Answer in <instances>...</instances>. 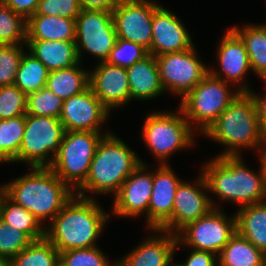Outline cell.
Segmentation results:
<instances>
[{"label": "cell", "mask_w": 266, "mask_h": 266, "mask_svg": "<svg viewBox=\"0 0 266 266\" xmlns=\"http://www.w3.org/2000/svg\"><path fill=\"white\" fill-rule=\"evenodd\" d=\"M95 200L74 194L48 222L50 225L45 228V237L59 252L97 246L110 215Z\"/></svg>", "instance_id": "6da1fadb"}, {"label": "cell", "mask_w": 266, "mask_h": 266, "mask_svg": "<svg viewBox=\"0 0 266 266\" xmlns=\"http://www.w3.org/2000/svg\"><path fill=\"white\" fill-rule=\"evenodd\" d=\"M259 174L245 166L240 156H215L206 162L203 173L209 193L219 200L247 206L266 201V165L260 156Z\"/></svg>", "instance_id": "7a4b0ae2"}, {"label": "cell", "mask_w": 266, "mask_h": 266, "mask_svg": "<svg viewBox=\"0 0 266 266\" xmlns=\"http://www.w3.org/2000/svg\"><path fill=\"white\" fill-rule=\"evenodd\" d=\"M4 193L42 224L50 222L75 194L50 167H31L28 174L4 184Z\"/></svg>", "instance_id": "3957f363"}, {"label": "cell", "mask_w": 266, "mask_h": 266, "mask_svg": "<svg viewBox=\"0 0 266 266\" xmlns=\"http://www.w3.org/2000/svg\"><path fill=\"white\" fill-rule=\"evenodd\" d=\"M208 139L225 145L218 156H240L241 148H253L260 154L264 147L254 99L249 92H240L204 133Z\"/></svg>", "instance_id": "277c9868"}, {"label": "cell", "mask_w": 266, "mask_h": 266, "mask_svg": "<svg viewBox=\"0 0 266 266\" xmlns=\"http://www.w3.org/2000/svg\"><path fill=\"white\" fill-rule=\"evenodd\" d=\"M140 163L144 164V161L111 132L98 144L88 177L75 194L84 198H94L86 196L88 192L94 195L112 193L115 196Z\"/></svg>", "instance_id": "5b68a950"}, {"label": "cell", "mask_w": 266, "mask_h": 266, "mask_svg": "<svg viewBox=\"0 0 266 266\" xmlns=\"http://www.w3.org/2000/svg\"><path fill=\"white\" fill-rule=\"evenodd\" d=\"M228 85L229 83L208 73L200 83L181 98L179 108L193 130H199L204 134L240 94L237 89L234 92L230 91L231 88Z\"/></svg>", "instance_id": "8992f818"}, {"label": "cell", "mask_w": 266, "mask_h": 266, "mask_svg": "<svg viewBox=\"0 0 266 266\" xmlns=\"http://www.w3.org/2000/svg\"><path fill=\"white\" fill-rule=\"evenodd\" d=\"M109 133L66 131L50 168L75 192L86 181L98 144Z\"/></svg>", "instance_id": "52a82bcc"}, {"label": "cell", "mask_w": 266, "mask_h": 266, "mask_svg": "<svg viewBox=\"0 0 266 266\" xmlns=\"http://www.w3.org/2000/svg\"><path fill=\"white\" fill-rule=\"evenodd\" d=\"M178 113L152 112L147 115L142 137L151 153L155 155L159 164H166L170 155L177 150H183L194 145V133L182 110Z\"/></svg>", "instance_id": "ba28073f"}, {"label": "cell", "mask_w": 266, "mask_h": 266, "mask_svg": "<svg viewBox=\"0 0 266 266\" xmlns=\"http://www.w3.org/2000/svg\"><path fill=\"white\" fill-rule=\"evenodd\" d=\"M65 132L57 117L26 114L23 140L15 162H24L29 167H50Z\"/></svg>", "instance_id": "9c48e42d"}, {"label": "cell", "mask_w": 266, "mask_h": 266, "mask_svg": "<svg viewBox=\"0 0 266 266\" xmlns=\"http://www.w3.org/2000/svg\"><path fill=\"white\" fill-rule=\"evenodd\" d=\"M236 232V215L228 218L222 209L213 208L207 215L188 224L177 234L175 250L180 245H185L219 256Z\"/></svg>", "instance_id": "30bf717a"}, {"label": "cell", "mask_w": 266, "mask_h": 266, "mask_svg": "<svg viewBox=\"0 0 266 266\" xmlns=\"http://www.w3.org/2000/svg\"><path fill=\"white\" fill-rule=\"evenodd\" d=\"M117 41L112 12L81 10L75 19V43L79 61L82 53L106 62ZM83 51V52H82Z\"/></svg>", "instance_id": "8fae6325"}, {"label": "cell", "mask_w": 266, "mask_h": 266, "mask_svg": "<svg viewBox=\"0 0 266 266\" xmlns=\"http://www.w3.org/2000/svg\"><path fill=\"white\" fill-rule=\"evenodd\" d=\"M163 89L181 96L191 91L209 73L193 46L190 49L156 56Z\"/></svg>", "instance_id": "7c38bea8"}, {"label": "cell", "mask_w": 266, "mask_h": 266, "mask_svg": "<svg viewBox=\"0 0 266 266\" xmlns=\"http://www.w3.org/2000/svg\"><path fill=\"white\" fill-rule=\"evenodd\" d=\"M199 174L193 182L194 185L181 181L175 193L172 215L160 230L177 235L188 224L207 215L213 208L219 209L218 204L206 193H209V188L203 173Z\"/></svg>", "instance_id": "4fadbf2b"}, {"label": "cell", "mask_w": 266, "mask_h": 266, "mask_svg": "<svg viewBox=\"0 0 266 266\" xmlns=\"http://www.w3.org/2000/svg\"><path fill=\"white\" fill-rule=\"evenodd\" d=\"M160 4L150 0H119L112 11L117 38L141 45L152 43V18Z\"/></svg>", "instance_id": "5bb4252c"}, {"label": "cell", "mask_w": 266, "mask_h": 266, "mask_svg": "<svg viewBox=\"0 0 266 266\" xmlns=\"http://www.w3.org/2000/svg\"><path fill=\"white\" fill-rule=\"evenodd\" d=\"M227 30L217 48L220 71L209 68V73L226 83L238 85L235 89L239 92H249L251 88L244 82L247 72L252 70L247 49L231 28Z\"/></svg>", "instance_id": "9a60e30c"}, {"label": "cell", "mask_w": 266, "mask_h": 266, "mask_svg": "<svg viewBox=\"0 0 266 266\" xmlns=\"http://www.w3.org/2000/svg\"><path fill=\"white\" fill-rule=\"evenodd\" d=\"M109 113L110 111L88 87L82 93L64 100L59 119L65 131L102 132L100 128L102 123L106 122Z\"/></svg>", "instance_id": "2e32d148"}, {"label": "cell", "mask_w": 266, "mask_h": 266, "mask_svg": "<svg viewBox=\"0 0 266 266\" xmlns=\"http://www.w3.org/2000/svg\"><path fill=\"white\" fill-rule=\"evenodd\" d=\"M147 164L140 165L123 182L114 196L113 213L119 217H139L146 214L148 226V207L153 186V171L146 172Z\"/></svg>", "instance_id": "e0dca14e"}, {"label": "cell", "mask_w": 266, "mask_h": 266, "mask_svg": "<svg viewBox=\"0 0 266 266\" xmlns=\"http://www.w3.org/2000/svg\"><path fill=\"white\" fill-rule=\"evenodd\" d=\"M89 87L110 112L131 101L126 68L98 62L93 71H89Z\"/></svg>", "instance_id": "ac0fdd59"}, {"label": "cell", "mask_w": 266, "mask_h": 266, "mask_svg": "<svg viewBox=\"0 0 266 266\" xmlns=\"http://www.w3.org/2000/svg\"><path fill=\"white\" fill-rule=\"evenodd\" d=\"M194 45L190 33L174 13L159 5L152 18V43L150 55L181 52Z\"/></svg>", "instance_id": "d6986e66"}, {"label": "cell", "mask_w": 266, "mask_h": 266, "mask_svg": "<svg viewBox=\"0 0 266 266\" xmlns=\"http://www.w3.org/2000/svg\"><path fill=\"white\" fill-rule=\"evenodd\" d=\"M181 179L168 163L153 171V186L148 207V228L159 229L172 215L174 197Z\"/></svg>", "instance_id": "ffe728a7"}, {"label": "cell", "mask_w": 266, "mask_h": 266, "mask_svg": "<svg viewBox=\"0 0 266 266\" xmlns=\"http://www.w3.org/2000/svg\"><path fill=\"white\" fill-rule=\"evenodd\" d=\"M151 231L161 233L148 236L136 248L123 258L118 259L117 266H167L173 259L178 237L160 229ZM120 260V261H119Z\"/></svg>", "instance_id": "44dd1931"}, {"label": "cell", "mask_w": 266, "mask_h": 266, "mask_svg": "<svg viewBox=\"0 0 266 266\" xmlns=\"http://www.w3.org/2000/svg\"><path fill=\"white\" fill-rule=\"evenodd\" d=\"M131 100H150L165 93L154 55L126 68Z\"/></svg>", "instance_id": "7402d4cb"}, {"label": "cell", "mask_w": 266, "mask_h": 266, "mask_svg": "<svg viewBox=\"0 0 266 266\" xmlns=\"http://www.w3.org/2000/svg\"><path fill=\"white\" fill-rule=\"evenodd\" d=\"M25 46L49 71L80 63L75 41L26 40Z\"/></svg>", "instance_id": "603a6c76"}, {"label": "cell", "mask_w": 266, "mask_h": 266, "mask_svg": "<svg viewBox=\"0 0 266 266\" xmlns=\"http://www.w3.org/2000/svg\"><path fill=\"white\" fill-rule=\"evenodd\" d=\"M26 40L75 41V20L55 15H32L27 20Z\"/></svg>", "instance_id": "cb8c5ba5"}, {"label": "cell", "mask_w": 266, "mask_h": 266, "mask_svg": "<svg viewBox=\"0 0 266 266\" xmlns=\"http://www.w3.org/2000/svg\"><path fill=\"white\" fill-rule=\"evenodd\" d=\"M236 213L237 232L256 248L266 252V201L240 207Z\"/></svg>", "instance_id": "d4e9b609"}, {"label": "cell", "mask_w": 266, "mask_h": 266, "mask_svg": "<svg viewBox=\"0 0 266 266\" xmlns=\"http://www.w3.org/2000/svg\"><path fill=\"white\" fill-rule=\"evenodd\" d=\"M81 67V62L74 66L49 71L46 87L66 100L82 93L89 87V71Z\"/></svg>", "instance_id": "484cf974"}, {"label": "cell", "mask_w": 266, "mask_h": 266, "mask_svg": "<svg viewBox=\"0 0 266 266\" xmlns=\"http://www.w3.org/2000/svg\"><path fill=\"white\" fill-rule=\"evenodd\" d=\"M0 219L14 229L26 233L33 241L45 237L46 227L41 221L5 193L0 198Z\"/></svg>", "instance_id": "4316f807"}, {"label": "cell", "mask_w": 266, "mask_h": 266, "mask_svg": "<svg viewBox=\"0 0 266 266\" xmlns=\"http://www.w3.org/2000/svg\"><path fill=\"white\" fill-rule=\"evenodd\" d=\"M218 259V266H264L265 253L236 232Z\"/></svg>", "instance_id": "83f0119b"}, {"label": "cell", "mask_w": 266, "mask_h": 266, "mask_svg": "<svg viewBox=\"0 0 266 266\" xmlns=\"http://www.w3.org/2000/svg\"><path fill=\"white\" fill-rule=\"evenodd\" d=\"M243 41L249 56L252 72L266 78V25L230 27Z\"/></svg>", "instance_id": "f1b7e54d"}, {"label": "cell", "mask_w": 266, "mask_h": 266, "mask_svg": "<svg viewBox=\"0 0 266 266\" xmlns=\"http://www.w3.org/2000/svg\"><path fill=\"white\" fill-rule=\"evenodd\" d=\"M49 70L31 52L21 57L14 85L26 95L46 87Z\"/></svg>", "instance_id": "f546056e"}, {"label": "cell", "mask_w": 266, "mask_h": 266, "mask_svg": "<svg viewBox=\"0 0 266 266\" xmlns=\"http://www.w3.org/2000/svg\"><path fill=\"white\" fill-rule=\"evenodd\" d=\"M11 263L12 266H59V251L44 237L34 240Z\"/></svg>", "instance_id": "4dcf8cb0"}, {"label": "cell", "mask_w": 266, "mask_h": 266, "mask_svg": "<svg viewBox=\"0 0 266 266\" xmlns=\"http://www.w3.org/2000/svg\"><path fill=\"white\" fill-rule=\"evenodd\" d=\"M25 131V115L0 120V163H14Z\"/></svg>", "instance_id": "1f68e13d"}, {"label": "cell", "mask_w": 266, "mask_h": 266, "mask_svg": "<svg viewBox=\"0 0 266 266\" xmlns=\"http://www.w3.org/2000/svg\"><path fill=\"white\" fill-rule=\"evenodd\" d=\"M26 25L27 20L0 0V45L26 44Z\"/></svg>", "instance_id": "d6a6232c"}, {"label": "cell", "mask_w": 266, "mask_h": 266, "mask_svg": "<svg viewBox=\"0 0 266 266\" xmlns=\"http://www.w3.org/2000/svg\"><path fill=\"white\" fill-rule=\"evenodd\" d=\"M63 102L64 100L47 87H44L27 95L26 114L59 118L62 112Z\"/></svg>", "instance_id": "836d02e7"}, {"label": "cell", "mask_w": 266, "mask_h": 266, "mask_svg": "<svg viewBox=\"0 0 266 266\" xmlns=\"http://www.w3.org/2000/svg\"><path fill=\"white\" fill-rule=\"evenodd\" d=\"M111 264L98 246L59 252V266H117V260Z\"/></svg>", "instance_id": "e575fe53"}, {"label": "cell", "mask_w": 266, "mask_h": 266, "mask_svg": "<svg viewBox=\"0 0 266 266\" xmlns=\"http://www.w3.org/2000/svg\"><path fill=\"white\" fill-rule=\"evenodd\" d=\"M149 55V51L141 45L117 38L106 62L111 65L128 68L136 62L144 60Z\"/></svg>", "instance_id": "d590c367"}, {"label": "cell", "mask_w": 266, "mask_h": 266, "mask_svg": "<svg viewBox=\"0 0 266 266\" xmlns=\"http://www.w3.org/2000/svg\"><path fill=\"white\" fill-rule=\"evenodd\" d=\"M27 95L16 85L0 86V120L26 115Z\"/></svg>", "instance_id": "8d00e7d4"}, {"label": "cell", "mask_w": 266, "mask_h": 266, "mask_svg": "<svg viewBox=\"0 0 266 266\" xmlns=\"http://www.w3.org/2000/svg\"><path fill=\"white\" fill-rule=\"evenodd\" d=\"M26 44L0 45V86L14 85L16 73Z\"/></svg>", "instance_id": "74e56055"}, {"label": "cell", "mask_w": 266, "mask_h": 266, "mask_svg": "<svg viewBox=\"0 0 266 266\" xmlns=\"http://www.w3.org/2000/svg\"><path fill=\"white\" fill-rule=\"evenodd\" d=\"M32 242L26 233L14 229L0 219V257L12 259Z\"/></svg>", "instance_id": "f35d334b"}, {"label": "cell", "mask_w": 266, "mask_h": 266, "mask_svg": "<svg viewBox=\"0 0 266 266\" xmlns=\"http://www.w3.org/2000/svg\"><path fill=\"white\" fill-rule=\"evenodd\" d=\"M81 10L78 0H40L34 15H55L75 20Z\"/></svg>", "instance_id": "ab89813d"}, {"label": "cell", "mask_w": 266, "mask_h": 266, "mask_svg": "<svg viewBox=\"0 0 266 266\" xmlns=\"http://www.w3.org/2000/svg\"><path fill=\"white\" fill-rule=\"evenodd\" d=\"M183 266H218V256L211 252L191 248V253Z\"/></svg>", "instance_id": "60d3db41"}, {"label": "cell", "mask_w": 266, "mask_h": 266, "mask_svg": "<svg viewBox=\"0 0 266 266\" xmlns=\"http://www.w3.org/2000/svg\"><path fill=\"white\" fill-rule=\"evenodd\" d=\"M6 6L14 12L21 15L25 20H28L35 14L38 2L40 0H1Z\"/></svg>", "instance_id": "b9f144b4"}, {"label": "cell", "mask_w": 266, "mask_h": 266, "mask_svg": "<svg viewBox=\"0 0 266 266\" xmlns=\"http://www.w3.org/2000/svg\"><path fill=\"white\" fill-rule=\"evenodd\" d=\"M82 10H102L112 12L119 0H78Z\"/></svg>", "instance_id": "7bdbcfd3"}, {"label": "cell", "mask_w": 266, "mask_h": 266, "mask_svg": "<svg viewBox=\"0 0 266 266\" xmlns=\"http://www.w3.org/2000/svg\"><path fill=\"white\" fill-rule=\"evenodd\" d=\"M261 80L265 81L266 84V78H262ZM249 94L254 99L257 109L259 124L263 134L265 135L266 134V94L264 96L262 95L261 97L259 94L257 95L255 92H253V90H250Z\"/></svg>", "instance_id": "ee69618b"}, {"label": "cell", "mask_w": 266, "mask_h": 266, "mask_svg": "<svg viewBox=\"0 0 266 266\" xmlns=\"http://www.w3.org/2000/svg\"><path fill=\"white\" fill-rule=\"evenodd\" d=\"M0 266H12L11 259L0 257Z\"/></svg>", "instance_id": "f6af8a7d"}, {"label": "cell", "mask_w": 266, "mask_h": 266, "mask_svg": "<svg viewBox=\"0 0 266 266\" xmlns=\"http://www.w3.org/2000/svg\"><path fill=\"white\" fill-rule=\"evenodd\" d=\"M261 157L263 159L264 164L266 165V134L264 135V147L261 153Z\"/></svg>", "instance_id": "bcb514c9"}, {"label": "cell", "mask_w": 266, "mask_h": 266, "mask_svg": "<svg viewBox=\"0 0 266 266\" xmlns=\"http://www.w3.org/2000/svg\"><path fill=\"white\" fill-rule=\"evenodd\" d=\"M172 261H173V259L168 263L167 266H183V265L180 264V263H173Z\"/></svg>", "instance_id": "7dc6e473"}, {"label": "cell", "mask_w": 266, "mask_h": 266, "mask_svg": "<svg viewBox=\"0 0 266 266\" xmlns=\"http://www.w3.org/2000/svg\"><path fill=\"white\" fill-rule=\"evenodd\" d=\"M4 194V185H1L0 187V198Z\"/></svg>", "instance_id": "c3c4849f"}, {"label": "cell", "mask_w": 266, "mask_h": 266, "mask_svg": "<svg viewBox=\"0 0 266 266\" xmlns=\"http://www.w3.org/2000/svg\"><path fill=\"white\" fill-rule=\"evenodd\" d=\"M264 266H266V252H265V261H264Z\"/></svg>", "instance_id": "681fc988"}]
</instances>
